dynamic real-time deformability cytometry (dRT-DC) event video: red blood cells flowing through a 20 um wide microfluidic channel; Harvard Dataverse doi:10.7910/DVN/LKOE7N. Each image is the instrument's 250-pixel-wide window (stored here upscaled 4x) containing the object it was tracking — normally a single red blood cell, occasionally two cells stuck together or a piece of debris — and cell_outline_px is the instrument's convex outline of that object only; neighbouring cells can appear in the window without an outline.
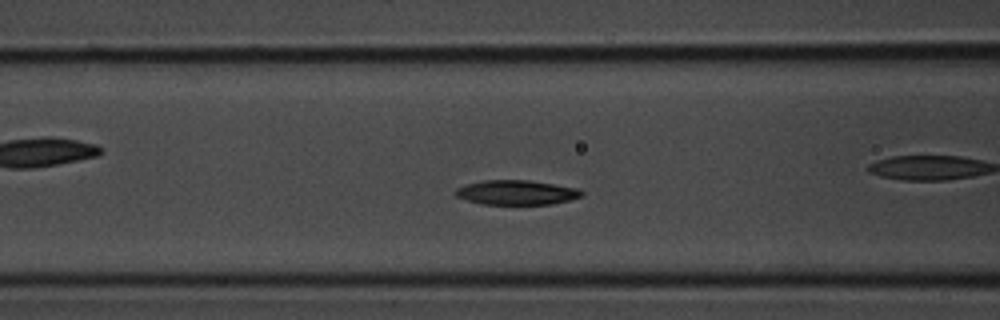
{"species": "common noctule bat (a hibernating species)", "species_latin": "Nyctalus noctula", "temperature_condition": "room temperature", "stored_images_in_passage": 33, "camera_frame_rate_fps": 3000, "um_per_image_px": 0.085, "animal": {"sex": "male", "body_mass_g": 20.1, "forearm_length_mm": 53.5}, "frame": {"image": 1, "passage_image": 6, "time_ms": 1.667, "image_size_px": [1000, 320], "cell_outline_px": [[584, 196], [552, 204], [484, 204], [468, 200], [456, 196], [452, 192], [456, 188], [464, 184], [484, 180], [528, 180], [580, 188], [584, 192]], "centroid_in_image_um": [43.91, 16.35], "position_along_channel_um": 122.7, "area_um2": 18.21}}
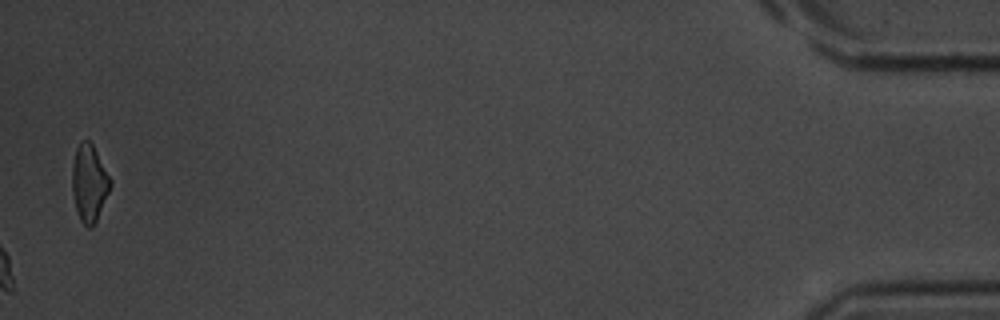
{"frame": {"image": 2, "passage_image": 33, "time_ms": 10.667, "image_size_px": [1000, 320], "cell_outline_px": [[112, 184], [96, 220], [92, 228], [88, 228], [80, 220], [76, 208], [72, 192], [72, 164], [76, 148], [80, 140], [88, 140], [92, 144], [112, 180]], "centroid_in_image_um": [7.57, 15.54], "position_along_channel_um": 427.6, "area_um2": 17.05}}